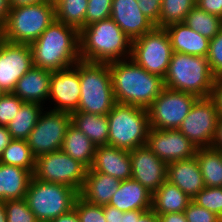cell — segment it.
Masks as SVG:
<instances>
[{
    "instance_id": "1",
    "label": "cell",
    "mask_w": 222,
    "mask_h": 222,
    "mask_svg": "<svg viewBox=\"0 0 222 222\" xmlns=\"http://www.w3.org/2000/svg\"><path fill=\"white\" fill-rule=\"evenodd\" d=\"M108 65L116 103L148 109L165 88L163 78L147 72L131 58Z\"/></svg>"
},
{
    "instance_id": "2",
    "label": "cell",
    "mask_w": 222,
    "mask_h": 222,
    "mask_svg": "<svg viewBox=\"0 0 222 222\" xmlns=\"http://www.w3.org/2000/svg\"><path fill=\"white\" fill-rule=\"evenodd\" d=\"M29 46L34 67L52 72L72 67L81 60L79 31L57 20Z\"/></svg>"
},
{
    "instance_id": "3",
    "label": "cell",
    "mask_w": 222,
    "mask_h": 222,
    "mask_svg": "<svg viewBox=\"0 0 222 222\" xmlns=\"http://www.w3.org/2000/svg\"><path fill=\"white\" fill-rule=\"evenodd\" d=\"M79 42L83 61L109 63L131 58L132 40L111 17L85 26Z\"/></svg>"
},
{
    "instance_id": "4",
    "label": "cell",
    "mask_w": 222,
    "mask_h": 222,
    "mask_svg": "<svg viewBox=\"0 0 222 222\" xmlns=\"http://www.w3.org/2000/svg\"><path fill=\"white\" fill-rule=\"evenodd\" d=\"M215 79L207 57L173 51L164 84L166 88L172 90L207 98L210 96Z\"/></svg>"
},
{
    "instance_id": "5",
    "label": "cell",
    "mask_w": 222,
    "mask_h": 222,
    "mask_svg": "<svg viewBox=\"0 0 222 222\" xmlns=\"http://www.w3.org/2000/svg\"><path fill=\"white\" fill-rule=\"evenodd\" d=\"M80 100L77 111L107 115L116 104L108 63L79 60Z\"/></svg>"
},
{
    "instance_id": "6",
    "label": "cell",
    "mask_w": 222,
    "mask_h": 222,
    "mask_svg": "<svg viewBox=\"0 0 222 222\" xmlns=\"http://www.w3.org/2000/svg\"><path fill=\"white\" fill-rule=\"evenodd\" d=\"M107 118L108 145L127 151L146 145L151 128L148 109L116 103Z\"/></svg>"
},
{
    "instance_id": "7",
    "label": "cell",
    "mask_w": 222,
    "mask_h": 222,
    "mask_svg": "<svg viewBox=\"0 0 222 222\" xmlns=\"http://www.w3.org/2000/svg\"><path fill=\"white\" fill-rule=\"evenodd\" d=\"M54 20L55 6L49 2L13 7L0 37L7 42L30 45Z\"/></svg>"
},
{
    "instance_id": "8",
    "label": "cell",
    "mask_w": 222,
    "mask_h": 222,
    "mask_svg": "<svg viewBox=\"0 0 222 222\" xmlns=\"http://www.w3.org/2000/svg\"><path fill=\"white\" fill-rule=\"evenodd\" d=\"M78 196L74 188L32 177L24 199L39 222H50L70 212Z\"/></svg>"
},
{
    "instance_id": "9",
    "label": "cell",
    "mask_w": 222,
    "mask_h": 222,
    "mask_svg": "<svg viewBox=\"0 0 222 222\" xmlns=\"http://www.w3.org/2000/svg\"><path fill=\"white\" fill-rule=\"evenodd\" d=\"M173 50L165 28L155 27L132 40L131 59L147 72L164 79Z\"/></svg>"
},
{
    "instance_id": "10",
    "label": "cell",
    "mask_w": 222,
    "mask_h": 222,
    "mask_svg": "<svg viewBox=\"0 0 222 222\" xmlns=\"http://www.w3.org/2000/svg\"><path fill=\"white\" fill-rule=\"evenodd\" d=\"M87 168L61 149L35 158L33 178L62 184L81 192Z\"/></svg>"
},
{
    "instance_id": "11",
    "label": "cell",
    "mask_w": 222,
    "mask_h": 222,
    "mask_svg": "<svg viewBox=\"0 0 222 222\" xmlns=\"http://www.w3.org/2000/svg\"><path fill=\"white\" fill-rule=\"evenodd\" d=\"M198 99L194 94L165 87L148 108L150 127L178 129Z\"/></svg>"
},
{
    "instance_id": "12",
    "label": "cell",
    "mask_w": 222,
    "mask_h": 222,
    "mask_svg": "<svg viewBox=\"0 0 222 222\" xmlns=\"http://www.w3.org/2000/svg\"><path fill=\"white\" fill-rule=\"evenodd\" d=\"M70 125L71 115L68 112L52 109L42 112L26 140L33 156L37 158L60 150Z\"/></svg>"
},
{
    "instance_id": "13",
    "label": "cell",
    "mask_w": 222,
    "mask_h": 222,
    "mask_svg": "<svg viewBox=\"0 0 222 222\" xmlns=\"http://www.w3.org/2000/svg\"><path fill=\"white\" fill-rule=\"evenodd\" d=\"M218 119L214 102L209 97L199 98L178 129L197 148L210 147Z\"/></svg>"
},
{
    "instance_id": "14",
    "label": "cell",
    "mask_w": 222,
    "mask_h": 222,
    "mask_svg": "<svg viewBox=\"0 0 222 222\" xmlns=\"http://www.w3.org/2000/svg\"><path fill=\"white\" fill-rule=\"evenodd\" d=\"M147 147L167 164L190 159L196 155L198 148L179 129L160 130L150 128Z\"/></svg>"
},
{
    "instance_id": "15",
    "label": "cell",
    "mask_w": 222,
    "mask_h": 222,
    "mask_svg": "<svg viewBox=\"0 0 222 222\" xmlns=\"http://www.w3.org/2000/svg\"><path fill=\"white\" fill-rule=\"evenodd\" d=\"M31 48L0 37V87L13 92L17 81L33 67Z\"/></svg>"
},
{
    "instance_id": "16",
    "label": "cell",
    "mask_w": 222,
    "mask_h": 222,
    "mask_svg": "<svg viewBox=\"0 0 222 222\" xmlns=\"http://www.w3.org/2000/svg\"><path fill=\"white\" fill-rule=\"evenodd\" d=\"M79 61L72 67L51 72L48 100L55 102L52 110L73 113L80 100Z\"/></svg>"
},
{
    "instance_id": "17",
    "label": "cell",
    "mask_w": 222,
    "mask_h": 222,
    "mask_svg": "<svg viewBox=\"0 0 222 222\" xmlns=\"http://www.w3.org/2000/svg\"><path fill=\"white\" fill-rule=\"evenodd\" d=\"M132 179L141 183L151 193L167 180V163L158 158L147 145L129 151Z\"/></svg>"
},
{
    "instance_id": "18",
    "label": "cell",
    "mask_w": 222,
    "mask_h": 222,
    "mask_svg": "<svg viewBox=\"0 0 222 222\" xmlns=\"http://www.w3.org/2000/svg\"><path fill=\"white\" fill-rule=\"evenodd\" d=\"M111 18L134 40L156 26L140 10L136 0H112Z\"/></svg>"
},
{
    "instance_id": "19",
    "label": "cell",
    "mask_w": 222,
    "mask_h": 222,
    "mask_svg": "<svg viewBox=\"0 0 222 222\" xmlns=\"http://www.w3.org/2000/svg\"><path fill=\"white\" fill-rule=\"evenodd\" d=\"M90 169L111 175L121 181L132 178L129 151L110 145L96 147L94 161Z\"/></svg>"
},
{
    "instance_id": "20",
    "label": "cell",
    "mask_w": 222,
    "mask_h": 222,
    "mask_svg": "<svg viewBox=\"0 0 222 222\" xmlns=\"http://www.w3.org/2000/svg\"><path fill=\"white\" fill-rule=\"evenodd\" d=\"M167 181L179 187L191 199L205 188L201 169L195 156L167 164Z\"/></svg>"
},
{
    "instance_id": "21",
    "label": "cell",
    "mask_w": 222,
    "mask_h": 222,
    "mask_svg": "<svg viewBox=\"0 0 222 222\" xmlns=\"http://www.w3.org/2000/svg\"><path fill=\"white\" fill-rule=\"evenodd\" d=\"M51 72L33 66L17 81L13 93L24 102L43 105L50 93Z\"/></svg>"
},
{
    "instance_id": "22",
    "label": "cell",
    "mask_w": 222,
    "mask_h": 222,
    "mask_svg": "<svg viewBox=\"0 0 222 222\" xmlns=\"http://www.w3.org/2000/svg\"><path fill=\"white\" fill-rule=\"evenodd\" d=\"M165 30L174 52L207 57L210 40L192 30L184 22L170 24Z\"/></svg>"
},
{
    "instance_id": "23",
    "label": "cell",
    "mask_w": 222,
    "mask_h": 222,
    "mask_svg": "<svg viewBox=\"0 0 222 222\" xmlns=\"http://www.w3.org/2000/svg\"><path fill=\"white\" fill-rule=\"evenodd\" d=\"M152 193L136 180L121 181L108 205L123 212L151 209Z\"/></svg>"
},
{
    "instance_id": "24",
    "label": "cell",
    "mask_w": 222,
    "mask_h": 222,
    "mask_svg": "<svg viewBox=\"0 0 222 222\" xmlns=\"http://www.w3.org/2000/svg\"><path fill=\"white\" fill-rule=\"evenodd\" d=\"M121 180L104 173L87 169L85 182L79 195L95 205H108Z\"/></svg>"
},
{
    "instance_id": "25",
    "label": "cell",
    "mask_w": 222,
    "mask_h": 222,
    "mask_svg": "<svg viewBox=\"0 0 222 222\" xmlns=\"http://www.w3.org/2000/svg\"><path fill=\"white\" fill-rule=\"evenodd\" d=\"M32 177L29 170L0 163V199H24Z\"/></svg>"
},
{
    "instance_id": "26",
    "label": "cell",
    "mask_w": 222,
    "mask_h": 222,
    "mask_svg": "<svg viewBox=\"0 0 222 222\" xmlns=\"http://www.w3.org/2000/svg\"><path fill=\"white\" fill-rule=\"evenodd\" d=\"M191 200L179 187L166 180L152 193L151 209L158 216L173 212H184Z\"/></svg>"
},
{
    "instance_id": "27",
    "label": "cell",
    "mask_w": 222,
    "mask_h": 222,
    "mask_svg": "<svg viewBox=\"0 0 222 222\" xmlns=\"http://www.w3.org/2000/svg\"><path fill=\"white\" fill-rule=\"evenodd\" d=\"M71 115V124L84 133L96 146L108 145L107 115H98L75 111Z\"/></svg>"
},
{
    "instance_id": "28",
    "label": "cell",
    "mask_w": 222,
    "mask_h": 222,
    "mask_svg": "<svg viewBox=\"0 0 222 222\" xmlns=\"http://www.w3.org/2000/svg\"><path fill=\"white\" fill-rule=\"evenodd\" d=\"M96 147L84 133L71 124L65 134L61 150L90 169Z\"/></svg>"
},
{
    "instance_id": "29",
    "label": "cell",
    "mask_w": 222,
    "mask_h": 222,
    "mask_svg": "<svg viewBox=\"0 0 222 222\" xmlns=\"http://www.w3.org/2000/svg\"><path fill=\"white\" fill-rule=\"evenodd\" d=\"M43 111L41 104L24 102L6 126L12 139L27 140Z\"/></svg>"
},
{
    "instance_id": "30",
    "label": "cell",
    "mask_w": 222,
    "mask_h": 222,
    "mask_svg": "<svg viewBox=\"0 0 222 222\" xmlns=\"http://www.w3.org/2000/svg\"><path fill=\"white\" fill-rule=\"evenodd\" d=\"M204 185L222 187V151L211 147L198 148L196 155Z\"/></svg>"
},
{
    "instance_id": "31",
    "label": "cell",
    "mask_w": 222,
    "mask_h": 222,
    "mask_svg": "<svg viewBox=\"0 0 222 222\" xmlns=\"http://www.w3.org/2000/svg\"><path fill=\"white\" fill-rule=\"evenodd\" d=\"M88 0H61L55 5V20L76 28L85 27Z\"/></svg>"
},
{
    "instance_id": "32",
    "label": "cell",
    "mask_w": 222,
    "mask_h": 222,
    "mask_svg": "<svg viewBox=\"0 0 222 222\" xmlns=\"http://www.w3.org/2000/svg\"><path fill=\"white\" fill-rule=\"evenodd\" d=\"M184 23L195 32L211 40L222 29V18L209 14L195 5L187 14Z\"/></svg>"
},
{
    "instance_id": "33",
    "label": "cell",
    "mask_w": 222,
    "mask_h": 222,
    "mask_svg": "<svg viewBox=\"0 0 222 222\" xmlns=\"http://www.w3.org/2000/svg\"><path fill=\"white\" fill-rule=\"evenodd\" d=\"M0 163L19 166L33 174L35 157L26 140L12 139L0 155Z\"/></svg>"
},
{
    "instance_id": "34",
    "label": "cell",
    "mask_w": 222,
    "mask_h": 222,
    "mask_svg": "<svg viewBox=\"0 0 222 222\" xmlns=\"http://www.w3.org/2000/svg\"><path fill=\"white\" fill-rule=\"evenodd\" d=\"M195 5V0H161L160 16L155 26L165 28L173 23L184 22Z\"/></svg>"
},
{
    "instance_id": "35",
    "label": "cell",
    "mask_w": 222,
    "mask_h": 222,
    "mask_svg": "<svg viewBox=\"0 0 222 222\" xmlns=\"http://www.w3.org/2000/svg\"><path fill=\"white\" fill-rule=\"evenodd\" d=\"M192 200L222 219V187L205 186Z\"/></svg>"
},
{
    "instance_id": "36",
    "label": "cell",
    "mask_w": 222,
    "mask_h": 222,
    "mask_svg": "<svg viewBox=\"0 0 222 222\" xmlns=\"http://www.w3.org/2000/svg\"><path fill=\"white\" fill-rule=\"evenodd\" d=\"M7 222H39L25 199L5 201Z\"/></svg>"
},
{
    "instance_id": "37",
    "label": "cell",
    "mask_w": 222,
    "mask_h": 222,
    "mask_svg": "<svg viewBox=\"0 0 222 222\" xmlns=\"http://www.w3.org/2000/svg\"><path fill=\"white\" fill-rule=\"evenodd\" d=\"M74 209L79 216L80 222H106L103 206L91 204L80 195L75 201Z\"/></svg>"
},
{
    "instance_id": "38",
    "label": "cell",
    "mask_w": 222,
    "mask_h": 222,
    "mask_svg": "<svg viewBox=\"0 0 222 222\" xmlns=\"http://www.w3.org/2000/svg\"><path fill=\"white\" fill-rule=\"evenodd\" d=\"M24 103L13 92H6L0 98V126H7Z\"/></svg>"
},
{
    "instance_id": "39",
    "label": "cell",
    "mask_w": 222,
    "mask_h": 222,
    "mask_svg": "<svg viewBox=\"0 0 222 222\" xmlns=\"http://www.w3.org/2000/svg\"><path fill=\"white\" fill-rule=\"evenodd\" d=\"M112 0H88L85 26L111 17Z\"/></svg>"
},
{
    "instance_id": "40",
    "label": "cell",
    "mask_w": 222,
    "mask_h": 222,
    "mask_svg": "<svg viewBox=\"0 0 222 222\" xmlns=\"http://www.w3.org/2000/svg\"><path fill=\"white\" fill-rule=\"evenodd\" d=\"M207 59L213 75L222 77V29L210 40Z\"/></svg>"
},
{
    "instance_id": "41",
    "label": "cell",
    "mask_w": 222,
    "mask_h": 222,
    "mask_svg": "<svg viewBox=\"0 0 222 222\" xmlns=\"http://www.w3.org/2000/svg\"><path fill=\"white\" fill-rule=\"evenodd\" d=\"M184 214L188 222H218L221 220L219 216L199 206L193 200L190 201L184 210Z\"/></svg>"
},
{
    "instance_id": "42",
    "label": "cell",
    "mask_w": 222,
    "mask_h": 222,
    "mask_svg": "<svg viewBox=\"0 0 222 222\" xmlns=\"http://www.w3.org/2000/svg\"><path fill=\"white\" fill-rule=\"evenodd\" d=\"M121 222H160L158 215L152 210H131L122 214Z\"/></svg>"
},
{
    "instance_id": "43",
    "label": "cell",
    "mask_w": 222,
    "mask_h": 222,
    "mask_svg": "<svg viewBox=\"0 0 222 222\" xmlns=\"http://www.w3.org/2000/svg\"><path fill=\"white\" fill-rule=\"evenodd\" d=\"M141 12L149 18L155 25L158 23L161 0H136Z\"/></svg>"
},
{
    "instance_id": "44",
    "label": "cell",
    "mask_w": 222,
    "mask_h": 222,
    "mask_svg": "<svg viewBox=\"0 0 222 222\" xmlns=\"http://www.w3.org/2000/svg\"><path fill=\"white\" fill-rule=\"evenodd\" d=\"M209 98L214 102L219 117H222V77H217Z\"/></svg>"
},
{
    "instance_id": "45",
    "label": "cell",
    "mask_w": 222,
    "mask_h": 222,
    "mask_svg": "<svg viewBox=\"0 0 222 222\" xmlns=\"http://www.w3.org/2000/svg\"><path fill=\"white\" fill-rule=\"evenodd\" d=\"M196 5L205 12L222 18V0H197Z\"/></svg>"
},
{
    "instance_id": "46",
    "label": "cell",
    "mask_w": 222,
    "mask_h": 222,
    "mask_svg": "<svg viewBox=\"0 0 222 222\" xmlns=\"http://www.w3.org/2000/svg\"><path fill=\"white\" fill-rule=\"evenodd\" d=\"M106 222H121L123 211L110 205H103Z\"/></svg>"
},
{
    "instance_id": "47",
    "label": "cell",
    "mask_w": 222,
    "mask_h": 222,
    "mask_svg": "<svg viewBox=\"0 0 222 222\" xmlns=\"http://www.w3.org/2000/svg\"><path fill=\"white\" fill-rule=\"evenodd\" d=\"M160 222H188L184 212H173L158 216Z\"/></svg>"
},
{
    "instance_id": "48",
    "label": "cell",
    "mask_w": 222,
    "mask_h": 222,
    "mask_svg": "<svg viewBox=\"0 0 222 222\" xmlns=\"http://www.w3.org/2000/svg\"><path fill=\"white\" fill-rule=\"evenodd\" d=\"M210 147L222 151V117L218 119L214 139Z\"/></svg>"
},
{
    "instance_id": "49",
    "label": "cell",
    "mask_w": 222,
    "mask_h": 222,
    "mask_svg": "<svg viewBox=\"0 0 222 222\" xmlns=\"http://www.w3.org/2000/svg\"><path fill=\"white\" fill-rule=\"evenodd\" d=\"M11 10L9 0H0V31L4 28Z\"/></svg>"
},
{
    "instance_id": "50",
    "label": "cell",
    "mask_w": 222,
    "mask_h": 222,
    "mask_svg": "<svg viewBox=\"0 0 222 222\" xmlns=\"http://www.w3.org/2000/svg\"><path fill=\"white\" fill-rule=\"evenodd\" d=\"M50 222H80L79 216L76 210L73 208L70 212L59 215L57 218Z\"/></svg>"
},
{
    "instance_id": "51",
    "label": "cell",
    "mask_w": 222,
    "mask_h": 222,
    "mask_svg": "<svg viewBox=\"0 0 222 222\" xmlns=\"http://www.w3.org/2000/svg\"><path fill=\"white\" fill-rule=\"evenodd\" d=\"M11 140L12 137L7 127L0 126V155L2 154L3 150L9 145Z\"/></svg>"
},
{
    "instance_id": "52",
    "label": "cell",
    "mask_w": 222,
    "mask_h": 222,
    "mask_svg": "<svg viewBox=\"0 0 222 222\" xmlns=\"http://www.w3.org/2000/svg\"><path fill=\"white\" fill-rule=\"evenodd\" d=\"M48 2V0H9L10 8Z\"/></svg>"
},
{
    "instance_id": "53",
    "label": "cell",
    "mask_w": 222,
    "mask_h": 222,
    "mask_svg": "<svg viewBox=\"0 0 222 222\" xmlns=\"http://www.w3.org/2000/svg\"><path fill=\"white\" fill-rule=\"evenodd\" d=\"M0 222H7L5 201L0 199Z\"/></svg>"
},
{
    "instance_id": "54",
    "label": "cell",
    "mask_w": 222,
    "mask_h": 222,
    "mask_svg": "<svg viewBox=\"0 0 222 222\" xmlns=\"http://www.w3.org/2000/svg\"><path fill=\"white\" fill-rule=\"evenodd\" d=\"M61 0H48V2L52 5H56L58 2H60Z\"/></svg>"
},
{
    "instance_id": "55",
    "label": "cell",
    "mask_w": 222,
    "mask_h": 222,
    "mask_svg": "<svg viewBox=\"0 0 222 222\" xmlns=\"http://www.w3.org/2000/svg\"><path fill=\"white\" fill-rule=\"evenodd\" d=\"M6 93L4 89L0 87V98Z\"/></svg>"
}]
</instances>
